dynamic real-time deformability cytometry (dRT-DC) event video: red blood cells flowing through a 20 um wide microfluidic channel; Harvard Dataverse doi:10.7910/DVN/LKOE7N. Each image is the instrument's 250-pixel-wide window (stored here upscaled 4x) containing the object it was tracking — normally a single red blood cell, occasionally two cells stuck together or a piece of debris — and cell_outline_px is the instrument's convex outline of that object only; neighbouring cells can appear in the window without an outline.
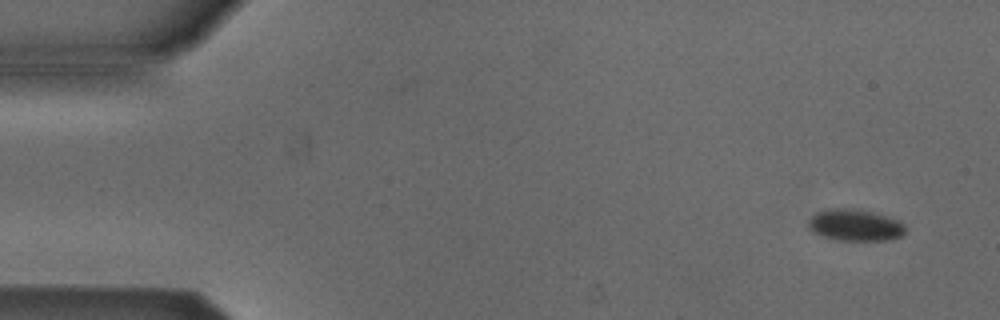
{"species": "Egyptian fruit bat (a non-hibernating species)", "species_latin": "Rousettus aegyptiacus", "temperature_condition": "cold", "stored_images_in_passage": 2, "camera_frame_rate_fps": 3000, "um_per_image_px": 0.085, "animal": {"sex": "male"}, "frame": {"image": 1, "passage_image": 2, "time_ms": 0.333, "image_size_px": [1000, 320], "cell_outline_px": [[904, 232], [900, 236], [888, 240], [840, 240], [824, 236], [812, 232], [808, 224], [808, 220], [816, 212], [828, 208], [860, 208], [900, 220], [904, 224]], "centroid_in_image_um": [72.68, 19.11], "position_along_channel_um": 12.3, "area_um2": 17.98}}